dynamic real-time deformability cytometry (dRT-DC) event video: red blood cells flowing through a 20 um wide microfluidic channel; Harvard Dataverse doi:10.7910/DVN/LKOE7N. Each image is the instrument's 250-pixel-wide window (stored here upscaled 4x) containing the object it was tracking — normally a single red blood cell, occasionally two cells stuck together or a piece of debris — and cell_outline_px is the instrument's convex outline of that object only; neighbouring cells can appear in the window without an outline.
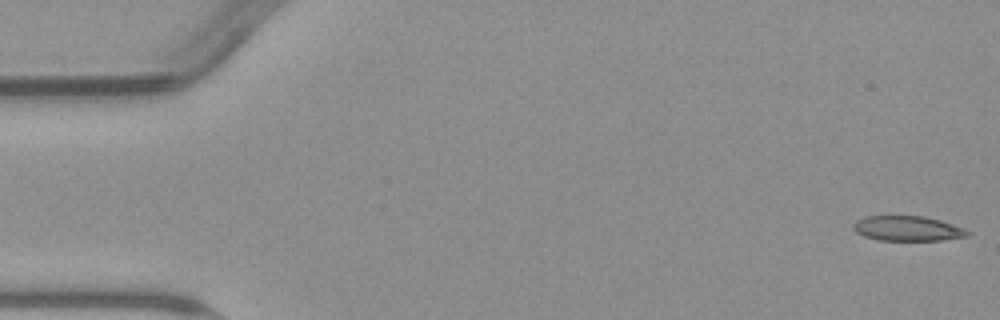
{"species": "common noctule bat (a hibernating species)", "species_latin": "Nyctalus noctula", "temperature_condition": "warm", "stored_images_in_passage": 5, "camera_frame_rate_fps": 3000, "um_per_image_px": 0.085, "animal": {"sex": "male", "body_mass_g": 23.1, "forearm_length_mm": 52.7}, "frame": {"image": 1, "passage_image": 1, "time_ms": 0.0, "image_size_px": [1000, 320], "cell_outline_px": [[972, 232], [968, 236], [940, 240], [876, 240], [864, 236], [856, 232], [852, 228], [852, 224], [856, 220], [864, 216], [924, 216], [940, 220], [964, 228]], "centroid_in_image_um": [77.12, 19.42], "position_along_channel_um": 7.9, "area_um2": 16.7}}
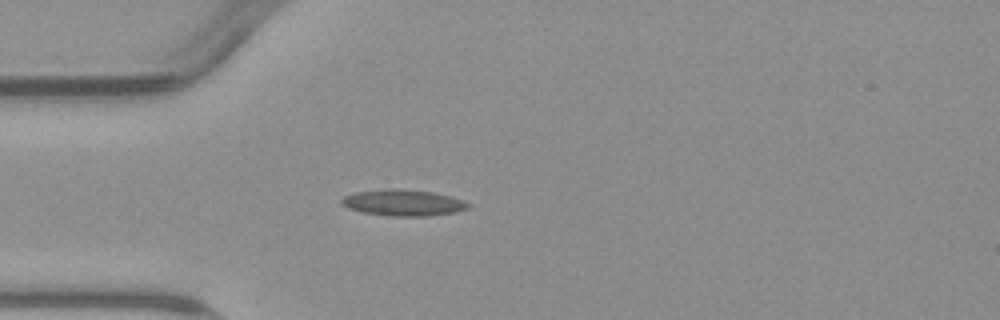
{"frame": {"image": 2, "passage_image": 5, "time_ms": 4.667, "image_size_px": [1000, 320], "cell_outline_px": [[472, 204], [468, 208], [456, 212], [428, 216], [392, 216], [360, 212], [348, 208], [340, 204], [340, 200], [344, 196], [356, 192], [400, 188], [432, 192], [452, 196], [464, 200]], "centroid_in_image_um": [34.29, 17.24], "position_along_channel_um": 50.7, "area_um2": 19.48}}